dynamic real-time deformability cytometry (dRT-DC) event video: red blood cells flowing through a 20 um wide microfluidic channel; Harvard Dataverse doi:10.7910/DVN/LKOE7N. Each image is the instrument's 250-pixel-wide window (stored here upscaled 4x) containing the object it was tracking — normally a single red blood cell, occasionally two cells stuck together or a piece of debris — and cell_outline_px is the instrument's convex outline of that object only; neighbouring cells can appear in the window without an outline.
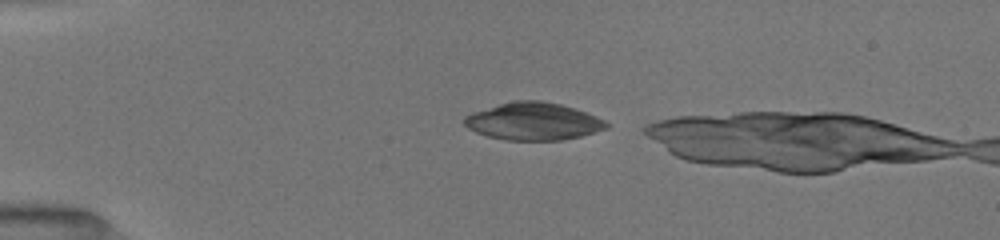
{"species": "common noctule bat (a hibernating species)", "species_latin": "Nyctalus noctula", "temperature_condition": "room temperature", "stored_images_in_passage": 6, "camera_frame_rate_fps": 3000, "um_per_image_px": 0.085, "animal": {"sex": "female", "body_mass_g": 19.5, "forearm_length_mm": 54.1}, "frame": {"image": 1, "passage_image": 2, "time_ms": 0.333, "image_size_px": [1000, 240], "cell_outline_px": [[608, 128], [580, 136], [560, 140], [504, 140], [488, 136], [476, 132], [468, 128], [464, 124], [464, 116], [472, 112], [512, 100], [540, 100], [560, 104], [596, 116], [604, 120], [608, 124]], "centroid_in_image_um": [45.29, 10.31], "position_along_channel_um": 39.7, "area_um2": 30.87}}